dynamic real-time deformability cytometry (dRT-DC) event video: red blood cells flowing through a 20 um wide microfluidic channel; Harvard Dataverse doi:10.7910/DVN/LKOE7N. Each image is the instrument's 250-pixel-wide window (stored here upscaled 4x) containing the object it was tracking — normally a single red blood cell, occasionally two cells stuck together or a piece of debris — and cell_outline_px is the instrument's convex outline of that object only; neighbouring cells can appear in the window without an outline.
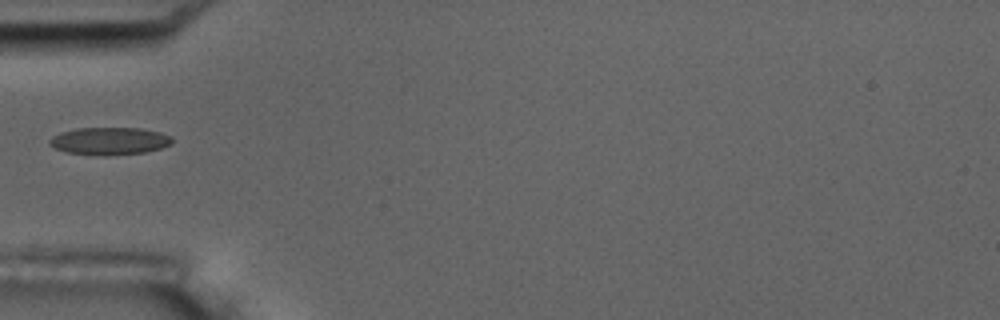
{"species": "common noctule bat (a hibernating species)", "species_latin": "Nyctalus noctula", "temperature_condition": "room temperature", "stored_images_in_passage": 6, "camera_frame_rate_fps": 3000, "um_per_image_px": 0.085, "animal": {"sex": "male", "body_mass_g": 17.5, "forearm_length_mm": 52.3}, "frame": {"image": 1, "passage_image": 5, "time_ms": 4.667, "image_size_px": [1000, 320], "cell_outline_px": [[172, 144], [160, 148], [144, 152], [68, 152], [56, 148], [48, 144], [48, 140], [52, 136], [60, 132], [76, 128], [140, 128], [160, 132], [172, 136]], "centroid_in_image_um": [9.32, 11.91], "position_along_channel_um": 75.7, "area_um2": 18.55}}